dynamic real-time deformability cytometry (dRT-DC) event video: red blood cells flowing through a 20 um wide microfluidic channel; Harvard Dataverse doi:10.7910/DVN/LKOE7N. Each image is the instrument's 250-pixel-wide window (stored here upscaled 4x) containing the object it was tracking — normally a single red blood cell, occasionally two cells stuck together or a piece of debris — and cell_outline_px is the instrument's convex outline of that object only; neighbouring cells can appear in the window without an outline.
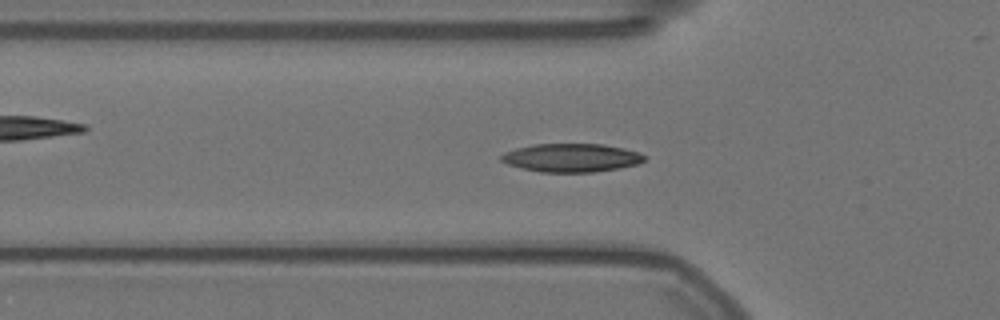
{"species": "Egyptian fruit bat (a non-hibernating species)", "species_latin": "Rousettus aegyptiacus", "temperature_condition": "warm", "stored_images_in_passage": 57, "camera_frame_rate_fps": 3000, "um_per_image_px": 0.085, "animal": {"sex": "female"}, "frame": {"image": 1, "passage_image": 18, "time_ms": 5.667, "image_size_px": [1000, 320], "cell_outline_px": [[644, 160], [636, 164], [620, 168], [592, 172], [540, 172], [520, 168], [508, 164], [500, 160], [500, 156], [504, 152], [516, 148], [536, 144], [604, 144], [624, 148], [640, 152], [644, 156]], "centroid_in_image_um": [48.55, 13.41], "position_along_channel_um": 77.3, "area_um2": 23.7}}
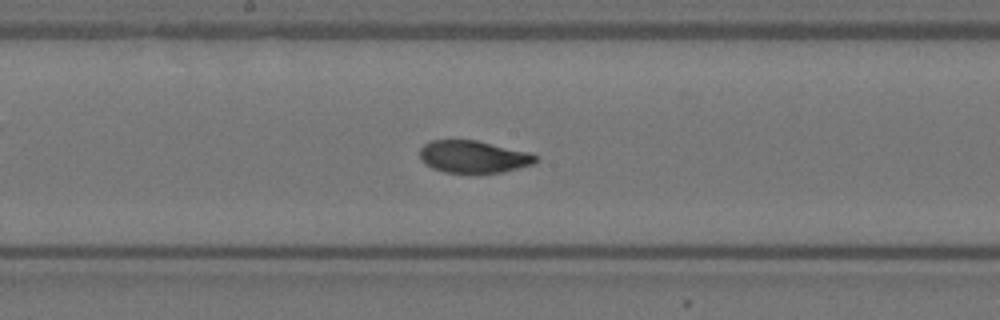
{"frame": {"image": 2, "passage_image": 29, "time_ms": 9.333, "image_size_px": [1000, 320], "cell_outline_px": [[540, 156], [536, 164], [504, 172], [476, 176], [444, 172], [432, 168], [424, 164], [420, 160], [420, 148], [424, 144], [432, 140], [476, 140], [532, 152]], "centroid_in_image_um": [40.3, 13.37], "position_along_channel_um": 207.9, "area_um2": 23.0}}
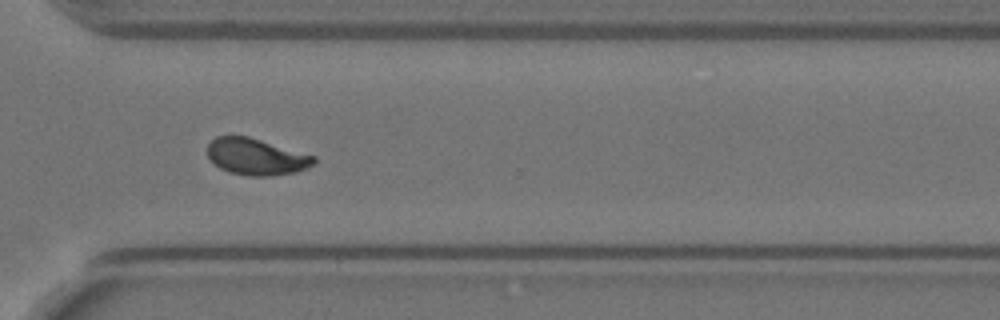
{"frame": {"image": 3, "passage_image": 41, "time_ms": 13.333, "image_size_px": [1000, 320], "cell_outline_px": [[316, 160], [308, 168], [292, 172], [272, 176], [248, 176], [228, 172], [220, 168], [208, 156], [208, 144], [216, 136], [248, 136], [316, 156]], "centroid_in_image_um": [21.78, 13.32], "position_along_channel_um": 348.8, "area_um2": 22.54}, "authors_computed_cell_mechanics": {"area_um2": 22.4842, "velocity_mm_per_s": 3.5339, "shape_relaxation_time_tau1_ms": 5.7165, "shape_relaxation_time_tau2_ms": 1.6572, "deformation_change_tau1": 0.1936, "deformation_change_tau2": 0.069}}